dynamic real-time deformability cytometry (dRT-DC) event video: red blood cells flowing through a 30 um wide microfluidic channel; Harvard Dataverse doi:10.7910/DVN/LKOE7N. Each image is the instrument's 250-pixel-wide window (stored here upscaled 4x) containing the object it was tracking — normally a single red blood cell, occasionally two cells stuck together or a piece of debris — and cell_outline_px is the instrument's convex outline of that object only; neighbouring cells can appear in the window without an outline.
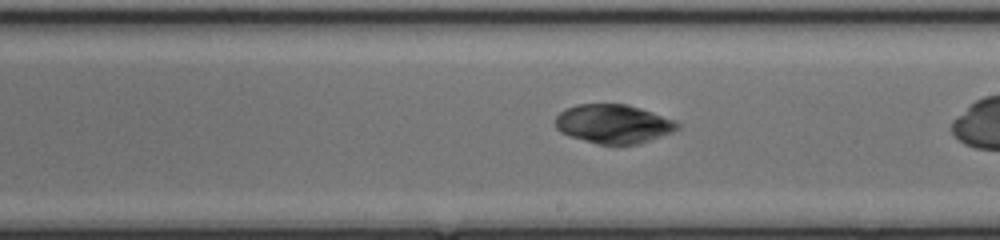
{"species": "common noctule bat (a hibernating species)", "species_latin": "Nyctalus noctula", "temperature_condition": "cold", "stored_images_in_passage": 25, "camera_frame_rate_fps": 3000, "um_per_image_px": 0.085, "animal": {"sex": "female", "body_mass_g": 17.0, "forearm_length_mm": 48.0}, "frame": {"image": 1, "passage_image": 15, "time_ms": 4.667, "image_size_px": [1000, 240], "cell_outline_px": [[680, 128], [672, 132], [636, 144], [596, 144], [560, 132], [556, 128], [556, 116], [560, 112], [576, 104], [628, 104], [652, 112], [672, 120], [680, 124]], "centroid_in_image_um": [52.12, 10.52], "position_along_channel_um": 236.9, "area_um2": 27.28}}
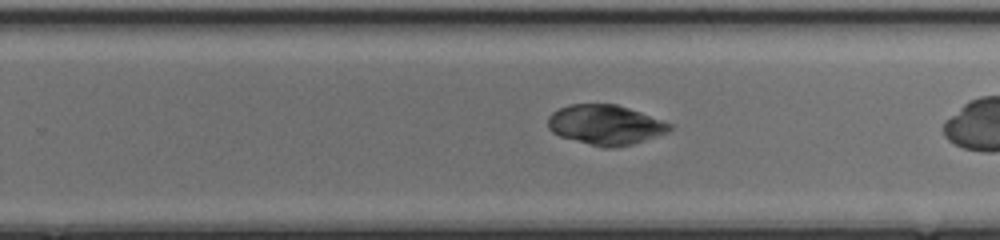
{"frame": {"image": 2, "passage_image": 18, "time_ms": 5.667, "image_size_px": [1000, 240], "cell_outline_px": [[672, 128], [668, 132], [632, 144], [612, 148], [604, 148], [560, 136], [552, 132], [548, 128], [548, 116], [552, 112], [568, 104], [616, 104], [640, 112], [672, 124]], "centroid_in_image_um": [51.44, 10.61], "position_along_channel_um": 278.4, "area_um2": 28.09}}